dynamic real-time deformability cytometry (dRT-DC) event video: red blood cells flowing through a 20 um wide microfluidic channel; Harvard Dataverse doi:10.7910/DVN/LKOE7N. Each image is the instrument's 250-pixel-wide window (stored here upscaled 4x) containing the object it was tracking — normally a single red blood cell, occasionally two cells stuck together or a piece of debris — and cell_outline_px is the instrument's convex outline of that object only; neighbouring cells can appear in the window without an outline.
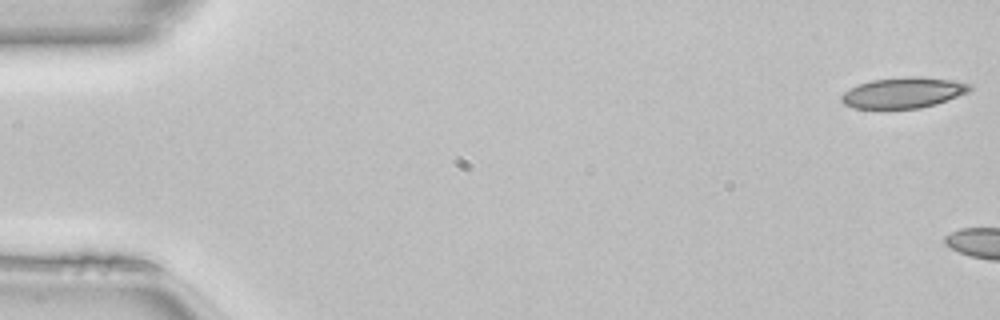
{"species": "common noctule bat (a hibernating species)", "species_latin": "Nyctalus noctula", "temperature_condition": "room temperature", "stored_images_in_passage": 5, "camera_frame_rate_fps": 3000, "um_per_image_px": 0.085, "animal": {"sex": "female", "body_mass_g": 22.7, "forearm_length_mm": 54.2}, "frame": {"image": 1, "passage_image": 1, "time_ms": 0.0, "image_size_px": [1000, 320], "cell_outline_px": [[972, 88], [968, 92], [948, 100], [936, 104], [920, 108], [852, 108], [844, 104], [840, 100], [840, 96], [848, 88], [872, 80], [908, 76], [920, 76], [952, 80], [972, 84]], "centroid_in_image_um": [76.78, 7.87], "position_along_channel_um": 8.2, "area_um2": 23.06}}